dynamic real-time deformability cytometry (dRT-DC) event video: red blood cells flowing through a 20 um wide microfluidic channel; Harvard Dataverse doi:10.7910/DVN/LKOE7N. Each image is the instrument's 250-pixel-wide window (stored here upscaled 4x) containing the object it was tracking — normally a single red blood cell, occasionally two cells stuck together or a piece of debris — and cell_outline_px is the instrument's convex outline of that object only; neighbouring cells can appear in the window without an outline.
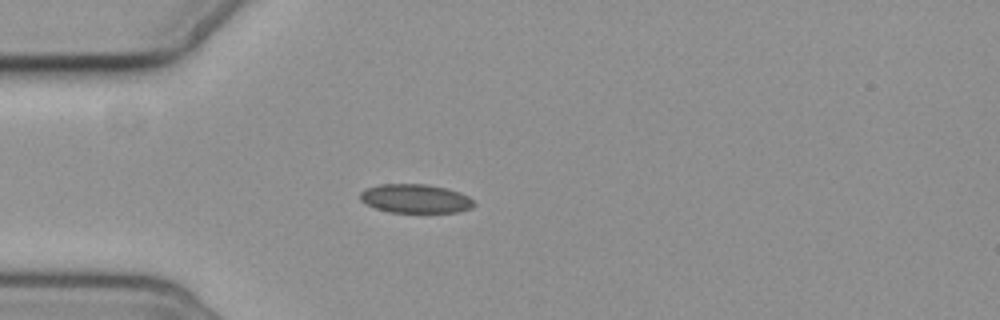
{"species": "common noctule bat (a hibernating species)", "species_latin": "Nyctalus noctula", "temperature_condition": "cold", "stored_images_in_passage": 5, "camera_frame_rate_fps": 3000, "um_per_image_px": 0.085, "animal": {"sex": "female", "body_mass_g": 19.3, "forearm_length_mm": 54.1}, "frame": {"image": 1, "passage_image": 5, "time_ms": 4.667, "image_size_px": [1000, 320], "cell_outline_px": [[476, 204], [472, 208], [456, 212], [388, 212], [364, 204], [360, 200], [360, 192], [368, 188], [380, 184], [428, 184], [460, 192], [468, 196]], "centroid_in_image_um": [35.3, 16.88], "position_along_channel_um": 49.7, "area_um2": 19.13}}